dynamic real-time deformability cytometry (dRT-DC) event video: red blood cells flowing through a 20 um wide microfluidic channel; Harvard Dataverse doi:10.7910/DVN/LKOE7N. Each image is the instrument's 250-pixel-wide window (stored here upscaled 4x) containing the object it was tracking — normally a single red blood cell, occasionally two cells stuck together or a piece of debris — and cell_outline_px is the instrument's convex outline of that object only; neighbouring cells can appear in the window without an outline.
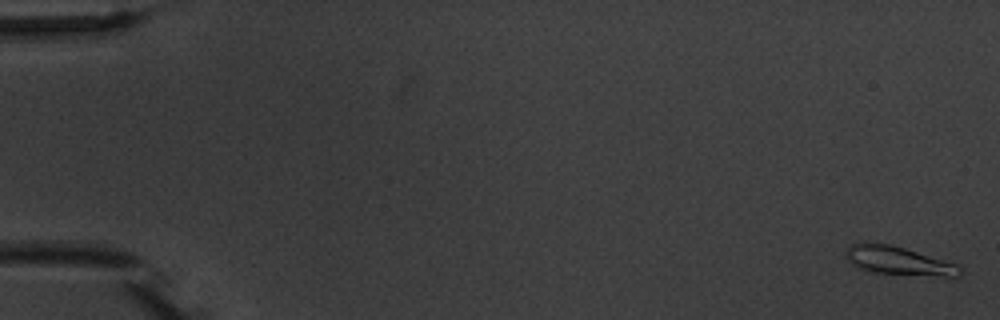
{"species": "common noctule bat (a hibernating species)", "species_latin": "Nyctalus noctula", "temperature_condition": "warm", "stored_images_in_passage": 9, "camera_frame_rate_fps": 3000, "um_per_image_px": 0.085, "animal": {"sex": "male", "body_mass_g": 20.1, "forearm_length_mm": 53.5}, "frame": {"image": 1, "passage_image": 1, "time_ms": 0.0, "image_size_px": [1000, 320], "cell_outline_px": [[964, 272], [956, 276], [944, 276], [872, 272], [860, 268], [852, 264], [844, 256], [844, 248], [852, 244], [892, 244], [956, 264]], "centroid_in_image_um": [76.33, 22.16], "position_along_channel_um": 8.7, "area_um2": 18.44}}
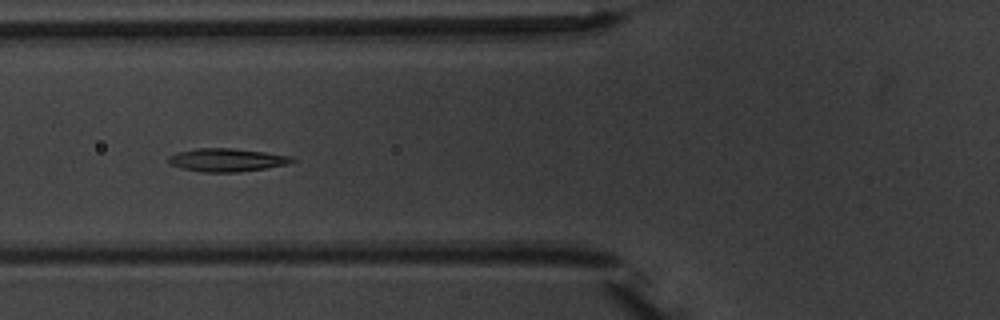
{"frame": {"image": 2, "passage_image": 7, "time_ms": 7.0, "image_size_px": [1000, 320], "cell_outline_px": [[296, 160], [288, 164], [240, 172], [204, 172], [180, 168], [168, 164], [168, 156], [176, 152], [196, 148], [232, 148], [264, 152], [292, 156]], "centroid_in_image_um": [19.24, 13.59], "position_along_channel_um": 106.6, "area_um2": 16.76}}
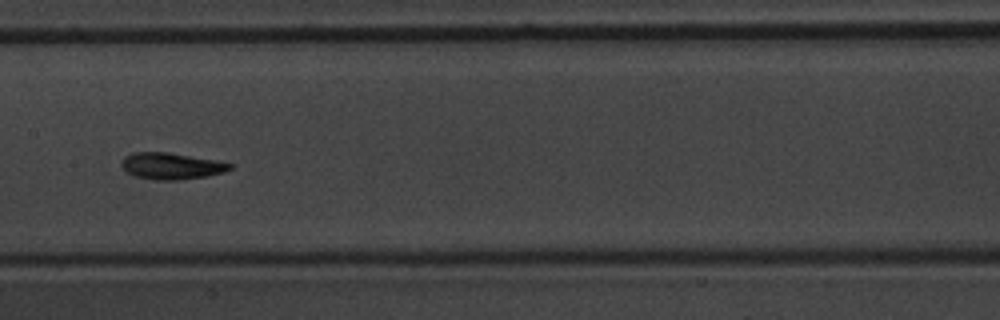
{"frame": {"image": 3, "passage_image": 9, "time_ms": 9.333, "image_size_px": [1000, 320], "cell_outline_px": [[232, 168], [224, 172], [208, 176], [180, 180], [156, 180], [132, 176], [120, 164], [124, 156], [132, 152], [168, 152], [216, 160], [232, 164]], "centroid_in_image_um": [14.55, 14.11], "position_along_channel_um": 192.9, "area_um2": 16.88}}